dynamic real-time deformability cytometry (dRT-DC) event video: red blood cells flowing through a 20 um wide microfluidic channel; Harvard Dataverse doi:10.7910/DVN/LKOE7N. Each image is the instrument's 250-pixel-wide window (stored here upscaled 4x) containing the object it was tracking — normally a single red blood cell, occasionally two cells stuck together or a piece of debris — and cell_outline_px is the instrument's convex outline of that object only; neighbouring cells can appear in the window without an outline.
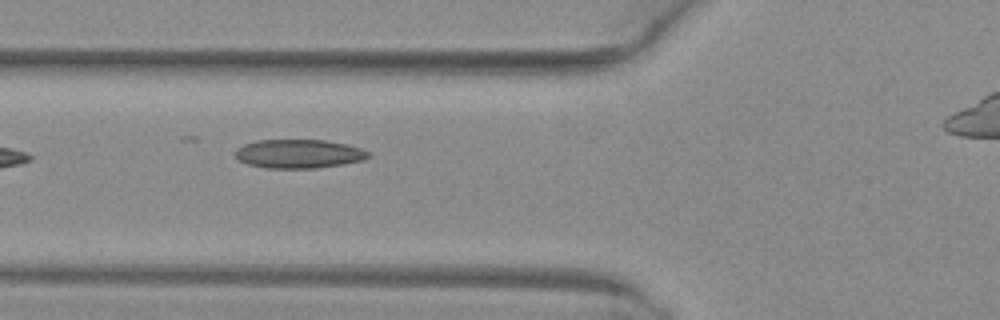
{"species": "common noctule bat (a hibernating species)", "species_latin": "Nyctalus noctula", "temperature_condition": "warm", "stored_images_in_passage": 4, "camera_frame_rate_fps": 3000, "um_per_image_px": 0.085, "animal": {"sex": "female", "body_mass_g": 29.2, "forearm_length_mm": 56.3}, "frame": {"image": 1, "passage_image": 2, "time_ms": 0.333, "image_size_px": [1000, 320], "cell_outline_px": [[372, 156], [364, 160], [316, 168], [268, 168], [248, 164], [236, 160], [236, 148], [244, 144], [256, 140], [324, 140], [348, 144], [372, 152]], "centroid_in_image_um": [25.42, 13.07], "position_along_channel_um": 100.4, "area_um2": 22.48}}
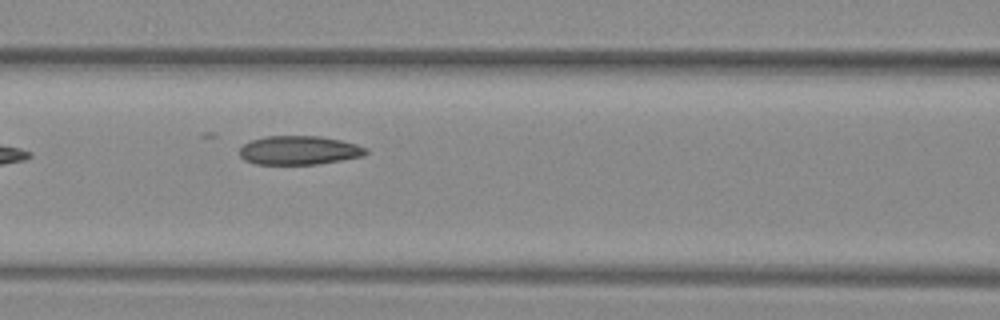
{"frame": {"image": 2, "passage_image": 3, "time_ms": 0.667, "image_size_px": [1000, 320], "cell_outline_px": [[368, 152], [364, 156], [316, 164], [256, 164], [244, 160], [240, 156], [240, 148], [244, 144], [252, 140], [264, 136], [320, 136], [340, 140], [356, 144], [368, 148]], "centroid_in_image_um": [25.43, 12.77], "position_along_channel_um": 141.2, "area_um2": 21.21}}
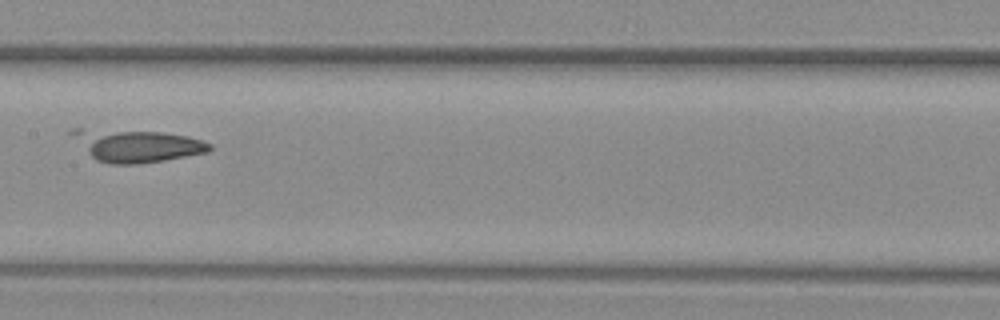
{"frame": {"image": 3, "passage_image": 4, "time_ms": 1.0, "image_size_px": [1000, 320], "cell_outline_px": [[212, 148], [208, 152], [164, 160], [136, 164], [112, 164], [96, 160], [92, 156], [88, 148], [88, 140], [116, 132], [160, 132], [188, 136], [212, 144]], "centroid_in_image_um": [12.26, 12.52], "position_along_channel_um": 195.1, "area_um2": 21.96}}